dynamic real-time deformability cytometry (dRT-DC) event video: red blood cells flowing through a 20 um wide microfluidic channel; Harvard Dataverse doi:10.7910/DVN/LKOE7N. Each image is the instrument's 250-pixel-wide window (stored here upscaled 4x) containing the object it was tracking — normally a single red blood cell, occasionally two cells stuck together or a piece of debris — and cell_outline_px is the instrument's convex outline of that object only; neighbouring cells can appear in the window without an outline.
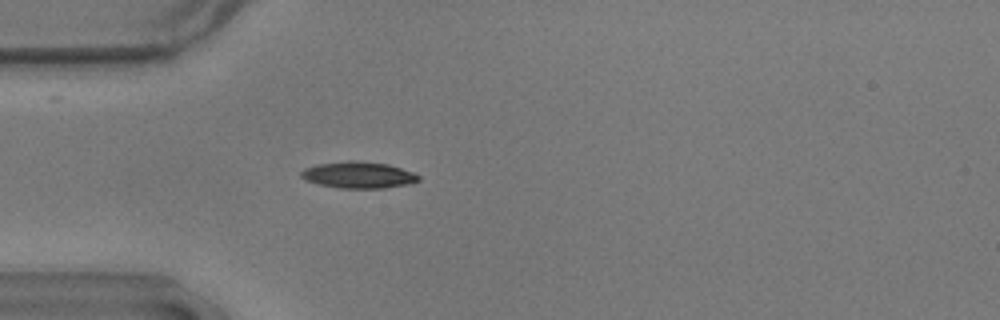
{"species": "common noctule bat (a hibernating species)", "species_latin": "Nyctalus noctula", "temperature_condition": "warm", "stored_images_in_passage": 52, "camera_frame_rate_fps": 3000, "um_per_image_px": 0.085, "animal": {"sex": "male", "body_mass_g": 17.9}, "frame": {"image": 1, "passage_image": 12, "time_ms": 3.667, "image_size_px": [1000, 320], "cell_outline_px": [[420, 180], [408, 184], [384, 188], [340, 188], [316, 184], [304, 180], [300, 176], [300, 172], [304, 168], [320, 164], [348, 160], [352, 160], [388, 164], [412, 172], [420, 176]], "centroid_in_image_um": [30.43, 14.88], "position_along_channel_um": 54.6, "area_um2": 18.15}}
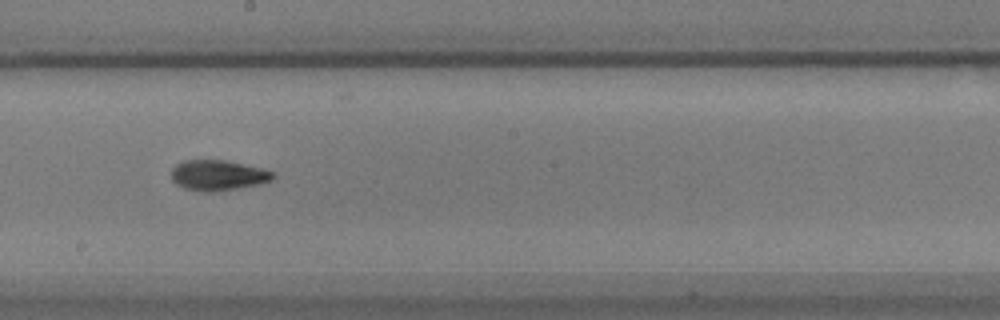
{"frame": {"image": 2, "passage_image": 27, "time_ms": 8.667, "image_size_px": [1000, 320], "cell_outline_px": [[276, 176], [272, 180], [256, 184], [236, 188], [212, 192], [204, 192], [184, 188], [176, 184], [172, 180], [172, 168], [176, 164], [184, 160], [224, 160], [264, 168], [276, 172]], "centroid_in_image_um": [18.54, 14.89], "position_along_channel_um": 229.7, "area_um2": 18.03}}
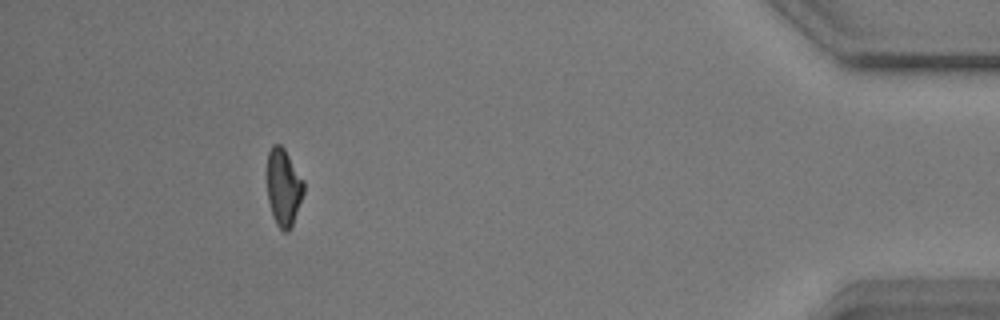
{"frame": {"image": 3, "passage_image": 47, "time_ms": 15.333, "image_size_px": [1000, 320], "cell_outline_px": [[304, 192], [292, 224], [288, 232], [284, 232], [276, 224], [272, 216], [268, 200], [268, 152], [272, 144], [280, 144], [284, 148], [304, 180]], "centroid_in_image_um": [24.1, 15.91], "position_along_channel_um": 411.1, "area_um2": 16.36}, "authors_computed_cell_mechanics": {"area_um2": 17.2822, "velocity_mm_per_s": 3.603, "shape_relaxation_time_tau1_ms": 5.6485, "shape_relaxation_time_tau2_ms": 3.2614, "deformation_change_tau1": 0.1841, "deformation_change_tau2": 0.0882}}